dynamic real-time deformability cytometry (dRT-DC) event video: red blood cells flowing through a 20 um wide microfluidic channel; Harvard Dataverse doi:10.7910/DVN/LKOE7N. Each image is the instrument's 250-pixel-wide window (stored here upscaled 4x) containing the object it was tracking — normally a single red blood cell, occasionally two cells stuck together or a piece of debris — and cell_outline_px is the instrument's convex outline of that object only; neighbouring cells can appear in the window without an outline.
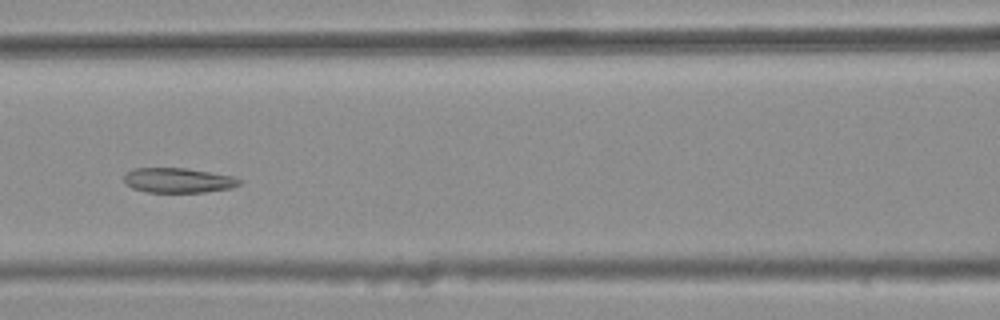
{"species": "common noctule bat (a hibernating species)", "species_latin": "Nyctalus noctula", "temperature_condition": "warm", "stored_images_in_passage": 44, "camera_frame_rate_fps": 3000, "um_per_image_px": 0.085, "animal": {"sex": "female", "body_mass_g": 25.1}, "frame": {"image": 1, "passage_image": 22, "time_ms": 7.0, "image_size_px": [1000, 320], "cell_outline_px": [[244, 180], [240, 184], [232, 188], [204, 192], [148, 192], [132, 188], [124, 180], [124, 176], [132, 168], [188, 168], [232, 176]], "centroid_in_image_um": [15.18, 15.32], "position_along_channel_um": 151.4, "area_um2": 16.7}}
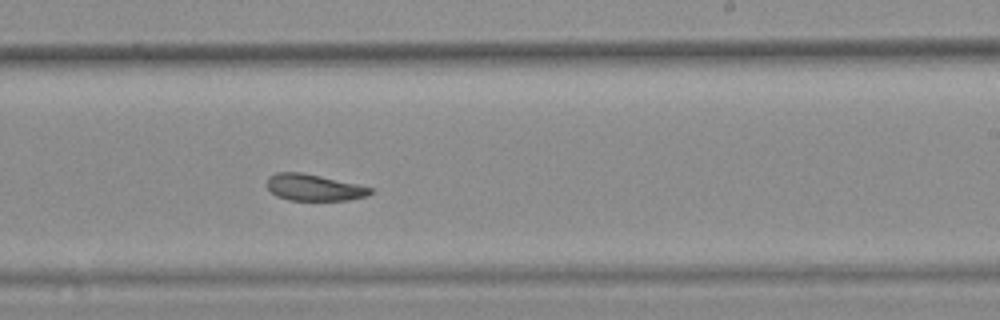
{"frame": {"image": 2, "passage_image": 31, "time_ms": 10.0, "image_size_px": [1000, 320], "cell_outline_px": [[372, 192], [368, 196], [348, 200], [288, 200], [276, 196], [268, 188], [268, 176], [276, 172], [300, 172], [320, 176], [356, 184], [372, 188]], "centroid_in_image_um": [26.67, 15.94], "position_along_channel_um": 262.3, "area_um2": 15.84}}
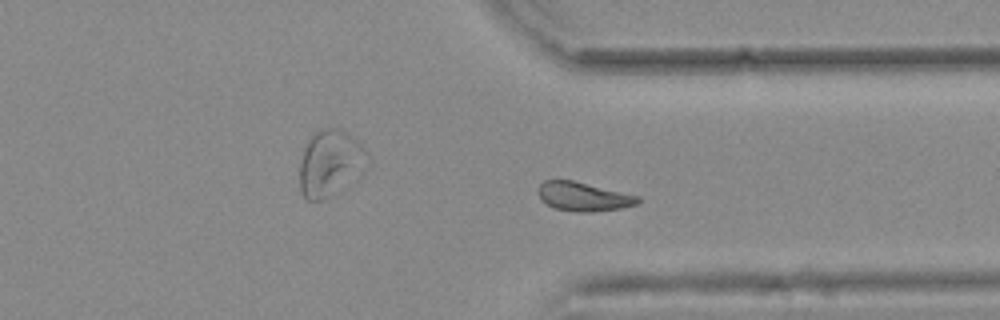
{"frame": {"image": 3, "passage_image": 39, "time_ms": 12.667, "image_size_px": [1000, 320], "cell_outline_px": [[640, 200], [636, 204], [620, 208], [592, 212], [572, 212], [552, 208], [540, 200], [540, 184], [544, 180], [572, 180], [640, 196]], "centroid_in_image_um": [49.57, 16.72], "position_along_channel_um": 361.8, "area_um2": 16.76}, "authors_computed_cell_mechanics": {"area_um2": 17.4267, "velocity_mm_per_s": 3.7071, "shape_relaxation_time_tau1_ms": null, "shape_relaxation_time_tau2_ms": 2.2319, "deformation_change_tau1": null, "deformation_change_tau2": 0.0862}}